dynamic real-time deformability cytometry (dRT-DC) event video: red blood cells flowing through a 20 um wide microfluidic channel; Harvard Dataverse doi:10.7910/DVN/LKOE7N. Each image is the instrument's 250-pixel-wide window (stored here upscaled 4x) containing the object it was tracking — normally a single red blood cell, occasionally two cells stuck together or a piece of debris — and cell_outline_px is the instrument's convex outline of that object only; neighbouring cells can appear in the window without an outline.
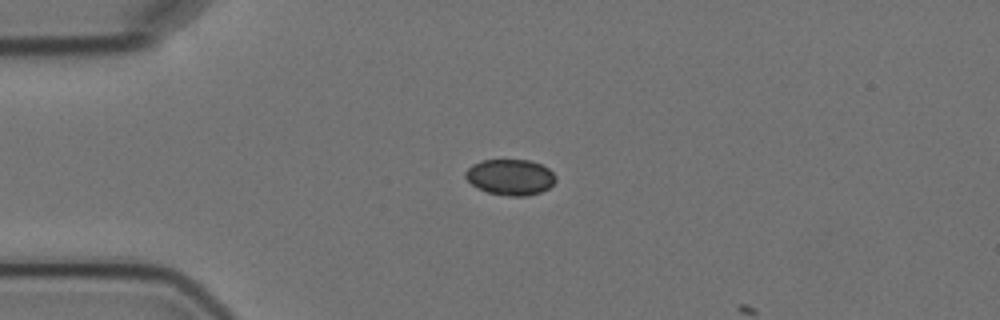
{"species": "Egyptian fruit bat (a non-hibernating species)", "species_latin": "Rousettus aegyptiacus", "temperature_condition": "cold", "stored_images_in_passage": 2, "camera_frame_rate_fps": 3000, "um_per_image_px": 0.085, "animal": {"sex": "female"}, "frame": {"image": 1, "passage_image": 1, "time_ms": 0.0, "image_size_px": [1000, 320], "cell_outline_px": [[556, 180], [548, 188], [540, 192], [528, 196], [512, 196], [488, 192], [472, 184], [464, 176], [464, 172], [472, 164], [480, 160], [528, 160], [540, 164], [548, 168], [556, 176]], "centroid_in_image_um": [43.37, 15.04], "position_along_channel_um": 41.6, "area_um2": 18.73}}